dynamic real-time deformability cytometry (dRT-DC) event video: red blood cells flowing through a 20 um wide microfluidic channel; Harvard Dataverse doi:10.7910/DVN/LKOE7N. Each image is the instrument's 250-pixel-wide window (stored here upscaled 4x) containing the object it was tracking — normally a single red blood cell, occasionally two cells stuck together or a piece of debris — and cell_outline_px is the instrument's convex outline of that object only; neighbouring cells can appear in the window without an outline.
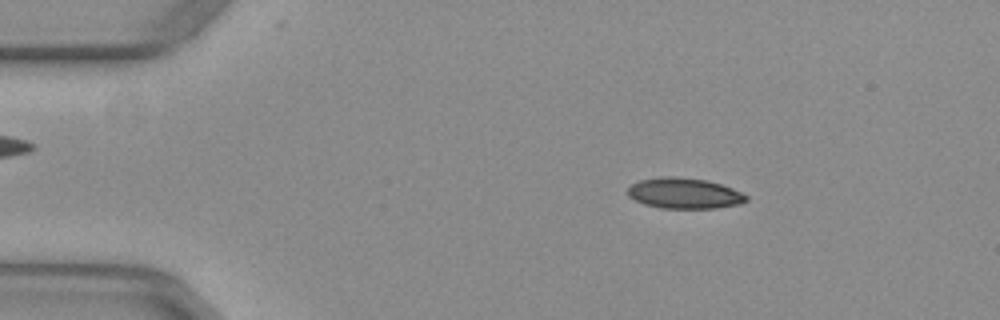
{"species": "common noctule bat (a hibernating species)", "species_latin": "Nyctalus noctula", "temperature_condition": "warm", "stored_images_in_passage": 51, "camera_frame_rate_fps": 3000, "um_per_image_px": 0.085, "animal": {"sex": "female", "body_mass_g": 29.2, "forearm_length_mm": 56.3}, "frame": {"image": 1, "passage_image": 8, "time_ms": 2.333, "image_size_px": [1000, 320], "cell_outline_px": [[748, 200], [740, 204], [716, 208], [660, 208], [644, 204], [628, 196], [628, 188], [632, 184], [640, 180], [660, 176], [676, 176], [704, 180], [720, 184], [732, 188], [748, 196]], "centroid_in_image_um": [58.16, 16.43], "position_along_channel_um": 26.8, "area_um2": 21.15}}
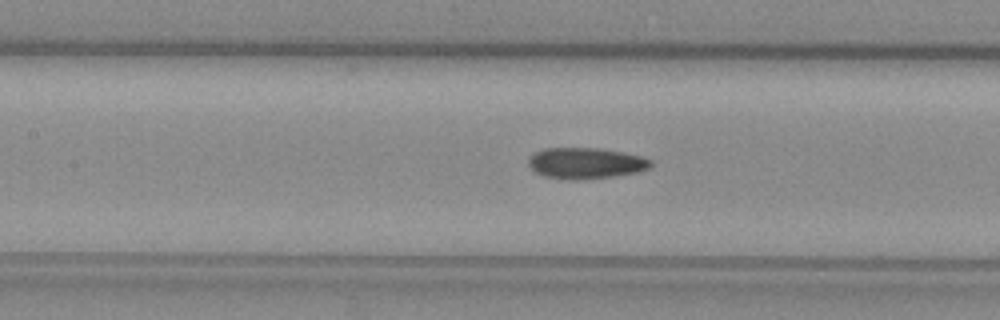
{"frame": {"image": 2, "passage_image": 23, "time_ms": 7.333, "image_size_px": [1000, 320], "cell_outline_px": [[652, 164], [648, 168], [640, 172], [612, 176], [580, 180], [568, 180], [544, 176], [532, 172], [528, 164], [528, 156], [544, 148], [600, 148], [624, 152], [640, 156], [652, 160]], "centroid_in_image_um": [49.75, 13.87], "position_along_channel_um": 157.7, "area_um2": 22.43}}
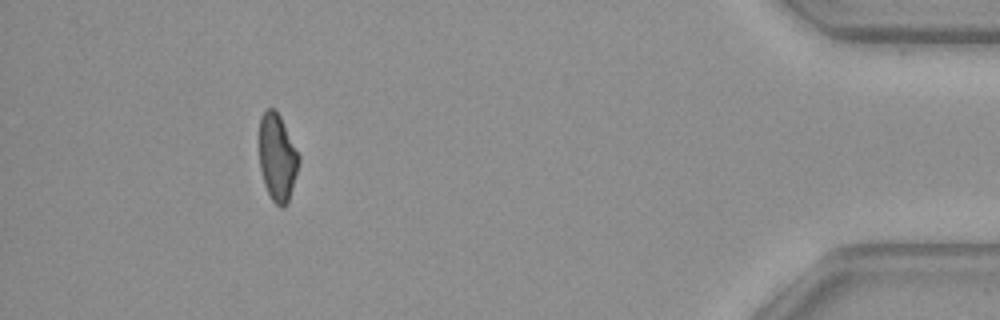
{"frame": {"image": 3, "passage_image": 47, "time_ms": 15.333, "image_size_px": [1000, 320], "cell_outline_px": [[300, 160], [288, 204], [284, 208], [280, 208], [272, 200], [264, 184], [260, 168], [260, 116], [268, 108], [272, 108], [280, 116], [300, 156]], "centroid_in_image_um": [23.58, 13.42], "position_along_channel_um": 411.6, "area_um2": 20.0}, "authors_computed_cell_mechanics": {"area_um2": 21.3282, "velocity_mm_per_s": 3.9586, "shape_relaxation_time_tau1_ms": null, "shape_relaxation_time_tau2_ms": 3.8431, "deformation_change_tau1": null, "deformation_change_tau2": 0.1145}}